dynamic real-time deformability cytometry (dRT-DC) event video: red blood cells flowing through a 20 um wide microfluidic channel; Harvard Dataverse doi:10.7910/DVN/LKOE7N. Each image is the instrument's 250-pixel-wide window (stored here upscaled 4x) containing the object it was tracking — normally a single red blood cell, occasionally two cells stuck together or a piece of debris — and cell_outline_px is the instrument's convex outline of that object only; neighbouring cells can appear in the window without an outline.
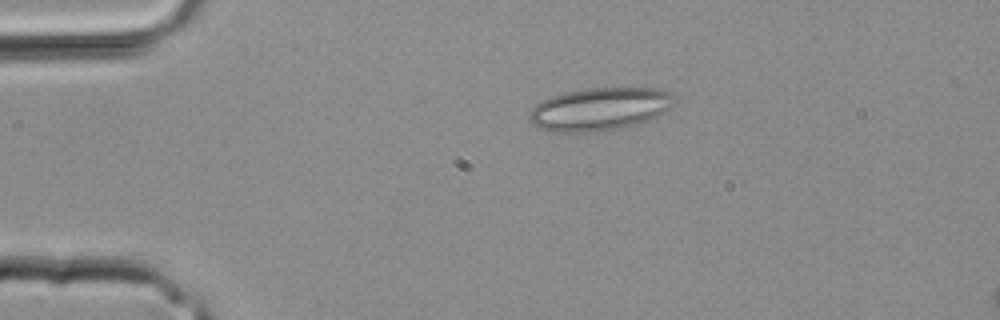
{"species": "common noctule bat (a hibernating species)", "species_latin": "Nyctalus noctula", "temperature_condition": "room temperature", "stored_images_in_passage": 2, "camera_frame_rate_fps": 3000, "um_per_image_px": 0.085, "animal": {"sex": "male", "body_mass_g": 20.4}, "frame": {"image": 1, "passage_image": 1, "time_ms": 0.0, "image_size_px": [1000, 320], "cell_outline_px": [[676, 100], [668, 108], [656, 116], [636, 124], [624, 128], [608, 132], [548, 132], [532, 124], [528, 120], [532, 108], [536, 104], [552, 96], [584, 88], [660, 88], [672, 92]], "centroid_in_image_um": [50.97, 9.28], "position_along_channel_um": 34.0, "area_um2": 36.47}}